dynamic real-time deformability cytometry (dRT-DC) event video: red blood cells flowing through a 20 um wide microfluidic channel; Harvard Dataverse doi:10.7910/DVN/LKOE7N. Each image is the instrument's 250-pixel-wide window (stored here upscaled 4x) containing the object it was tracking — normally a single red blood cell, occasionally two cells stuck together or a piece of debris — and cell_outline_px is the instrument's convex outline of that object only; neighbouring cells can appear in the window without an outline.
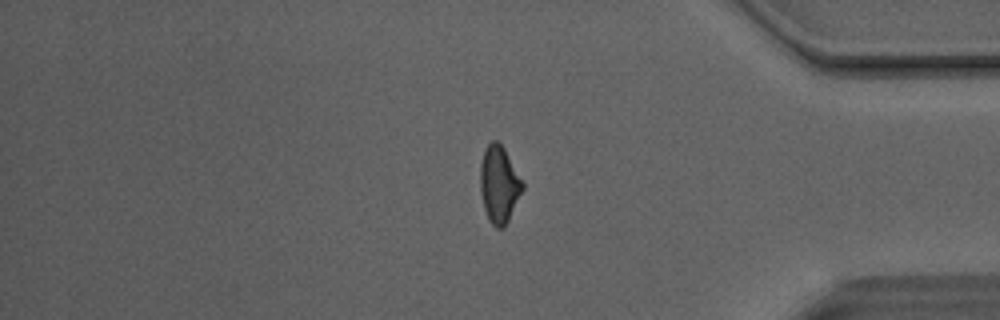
{"species": "Egyptian fruit bat (a non-hibernating species)", "species_latin": "Rousettus aegyptiacus", "temperature_condition": "room temperature", "stored_images_in_passage": 43, "camera_frame_rate_fps": 3000, "um_per_image_px": 0.085, "animal": {"sex": "male"}, "frame": {"image": 1, "passage_image": 43, "time_ms": 14.0, "image_size_px": [1000, 320], "cell_outline_px": [[524, 188], [508, 220], [500, 228], [496, 228], [488, 220], [484, 208], [480, 192], [480, 164], [484, 148], [492, 140], [496, 140], [504, 148], [524, 184]], "centroid_in_image_um": [42.4, 15.65], "position_along_channel_um": 392.8, "area_um2": 18.84}, "authors_computed_cell_mechanics": {"area_um2": 19.363, "velocity_mm_per_s": 4.0927, "shape_relaxation_time_tau1_ms": 8.1164, "shape_relaxation_time_tau2_ms": 0.956, "deformation_change_tau1": 0.1299, "deformation_change_tau2": 0.0682}}